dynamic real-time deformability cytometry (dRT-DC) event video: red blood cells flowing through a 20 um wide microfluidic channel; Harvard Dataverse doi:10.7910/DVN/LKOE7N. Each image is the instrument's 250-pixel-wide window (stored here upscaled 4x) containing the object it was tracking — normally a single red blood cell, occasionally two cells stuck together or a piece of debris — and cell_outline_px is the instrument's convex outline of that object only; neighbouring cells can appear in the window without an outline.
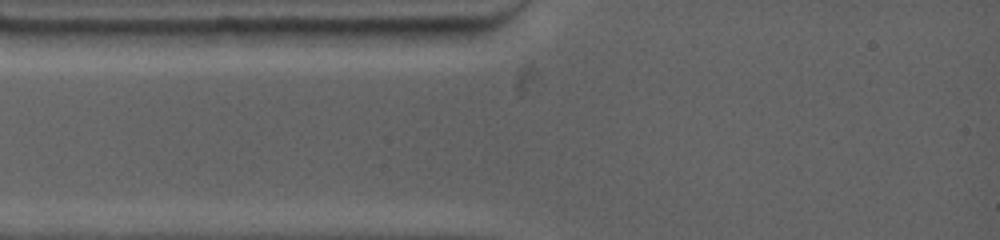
{"species": "common noctule bat (a hibernating species)", "species_latin": "Nyctalus noctula", "temperature_condition": "warm", "stored_images_in_passage": 2, "segment_of_instrument_passage": [1, 2], "camera_frame_rate_fps": 4500, "um_per_image_px": 0.085, "animal": {"sex": "female", "body_mass_g": 19.0, "forearm_length_mm": 53.3}, "frame": {"image": 1, "passage_image": 1, "time_ms": 0.0, "image_size_px": [1000, 240], "cell_outline_px": [[356, 28], [336, 44], [204, 52], [196, 32], [196, 28]], "centroid_in_image_um": [22.72, 3.21], "position_along_channel_um": 62.3, "area_um2": 21.04}}